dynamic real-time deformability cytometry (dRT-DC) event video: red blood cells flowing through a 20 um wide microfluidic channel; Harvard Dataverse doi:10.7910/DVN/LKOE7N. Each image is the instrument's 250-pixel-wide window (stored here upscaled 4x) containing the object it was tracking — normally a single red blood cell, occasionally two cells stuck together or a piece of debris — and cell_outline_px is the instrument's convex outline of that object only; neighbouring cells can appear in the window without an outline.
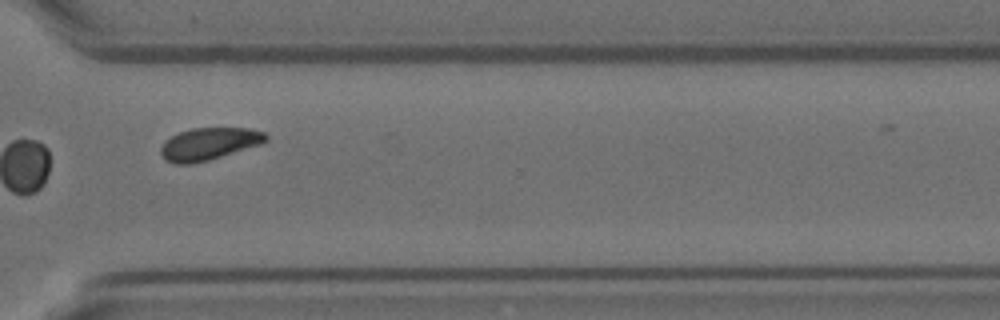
{"species": "Egyptian fruit bat (a non-hibernating species)", "species_latin": "Rousettus aegyptiacus", "temperature_condition": "room temperature", "stored_images_in_passage": 9, "camera_frame_rate_fps": 3000, "um_per_image_px": 0.085, "animal": {"sex": "female"}, "frame": {"image": 1, "passage_image": 8, "time_ms": 2.333, "image_size_px": [1000, 320], "cell_outline_px": [[268, 140], [260, 144], [208, 160], [192, 164], [176, 164], [168, 160], [160, 152], [160, 148], [172, 136], [180, 132], [192, 128], [248, 128], [264, 132], [268, 136]], "centroid_in_image_um": [17.79, 12.22], "position_along_channel_um": 352.8, "area_um2": 19.36}}